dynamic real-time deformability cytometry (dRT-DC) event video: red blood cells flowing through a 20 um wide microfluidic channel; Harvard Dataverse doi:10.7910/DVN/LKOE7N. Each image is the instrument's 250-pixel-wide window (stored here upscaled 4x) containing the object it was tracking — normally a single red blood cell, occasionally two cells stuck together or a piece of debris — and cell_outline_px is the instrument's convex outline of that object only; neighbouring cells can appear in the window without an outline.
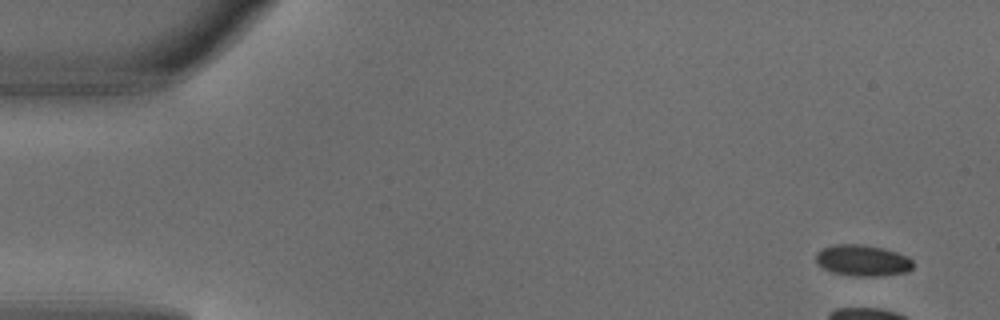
{"species": "common noctule bat (a hibernating species)", "species_latin": "Nyctalus noctula", "temperature_condition": "warm", "stored_images_in_passage": 5, "camera_frame_rate_fps": 3000, "um_per_image_px": 0.085, "animal": {"sex": "male", "body_mass_g": 18.8}, "frame": {"image": 1, "passage_image": 1, "time_ms": 0.0, "image_size_px": [1000, 320], "cell_outline_px": [[912, 268], [908, 272], [876, 276], [852, 276], [832, 272], [824, 268], [816, 260], [816, 252], [832, 244], [860, 244], [884, 248], [908, 256], [912, 260]], "centroid_in_image_um": [73.33, 22.13], "position_along_channel_um": 11.7, "area_um2": 17.63}}
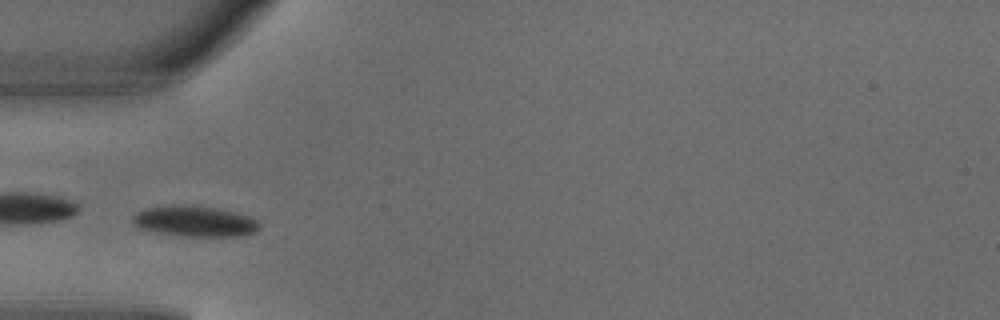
{"frame": {"image": 2, "passage_image": 4, "time_ms": 1.0, "image_size_px": [1000, 320], "cell_outline_px": [[260, 228], [256, 232], [244, 236], [180, 236], [152, 232], [140, 228], [132, 224], [132, 216], [136, 212], [144, 208], [176, 204], [180, 204], [220, 208], [248, 216], [256, 220], [260, 224]], "centroid_in_image_um": [16.52, 18.81], "position_along_channel_um": 68.5, "area_um2": 23.12}}
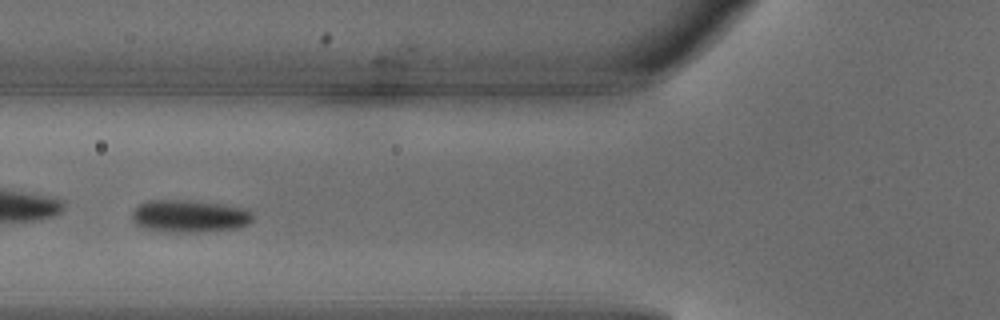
{"frame": {"image": 3, "passage_image": 5, "time_ms": 1.333, "image_size_px": [1000, 320], "cell_outline_px": [[252, 220], [248, 224], [236, 228], [192, 232], [156, 232], [144, 228], [136, 224], [132, 220], [132, 212], [140, 204], [148, 200], [188, 200], [244, 208], [252, 212]], "centroid_in_image_um": [16.04, 18.38], "position_along_channel_um": 109.8, "area_um2": 22.72}}